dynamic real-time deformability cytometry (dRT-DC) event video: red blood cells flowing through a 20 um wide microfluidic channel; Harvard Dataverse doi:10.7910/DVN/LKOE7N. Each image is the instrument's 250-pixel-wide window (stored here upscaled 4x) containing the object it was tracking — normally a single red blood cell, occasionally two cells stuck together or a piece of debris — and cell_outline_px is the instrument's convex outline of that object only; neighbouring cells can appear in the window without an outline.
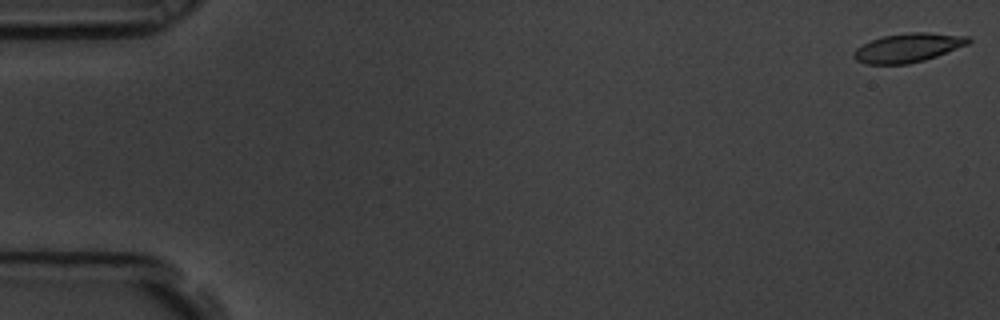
{"species": "common noctule bat (a hibernating species)", "species_latin": "Nyctalus noctula", "temperature_condition": "room temperature", "stored_images_in_passage": 8, "camera_frame_rate_fps": 3000, "um_per_image_px": 0.085, "animal": {"sex": "male", "body_mass_g": 19.5, "forearm_length_mm": 54.6}, "frame": {"image": 1, "passage_image": 1, "time_ms": 0.0, "image_size_px": [1000, 320], "cell_outline_px": [[972, 40], [968, 44], [936, 56], [924, 60], [908, 64], [864, 64], [856, 60], [852, 56], [852, 52], [856, 48], [872, 40], [884, 36], [908, 32], [928, 32], [968, 36]], "centroid_in_image_um": [77.17, 4.06], "position_along_channel_um": 7.8, "area_um2": 19.31}}
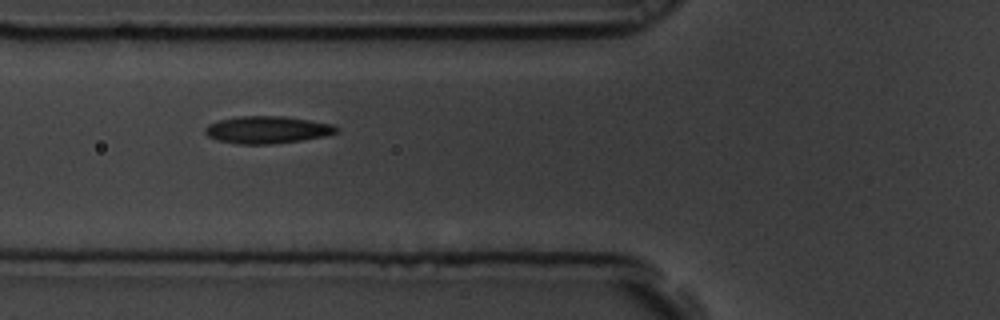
{"frame": {"image": 2, "passage_image": 7, "time_ms": 2.0, "image_size_px": [1000, 320], "cell_outline_px": [[340, 132], [324, 136], [300, 140], [272, 144], [236, 144], [220, 140], [208, 136], [204, 132], [204, 128], [208, 124], [220, 120], [236, 116], [284, 116], [332, 124], [340, 128]], "centroid_in_image_um": [22.72, 11.03], "position_along_channel_um": 103.1, "area_um2": 20.87}}
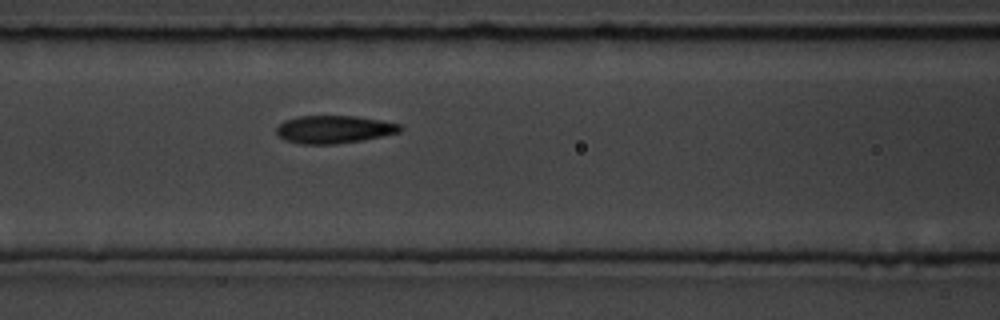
{"frame": {"image": 3, "passage_image": 8, "time_ms": 2.333, "image_size_px": [1000, 320], "cell_outline_px": [[404, 128], [400, 132], [360, 140], [336, 144], [300, 144], [284, 140], [276, 132], [276, 128], [284, 120], [296, 116], [356, 116], [380, 120], [400, 124]], "centroid_in_image_um": [28.36, 10.99], "position_along_channel_um": 138.2, "area_um2": 20.0}}